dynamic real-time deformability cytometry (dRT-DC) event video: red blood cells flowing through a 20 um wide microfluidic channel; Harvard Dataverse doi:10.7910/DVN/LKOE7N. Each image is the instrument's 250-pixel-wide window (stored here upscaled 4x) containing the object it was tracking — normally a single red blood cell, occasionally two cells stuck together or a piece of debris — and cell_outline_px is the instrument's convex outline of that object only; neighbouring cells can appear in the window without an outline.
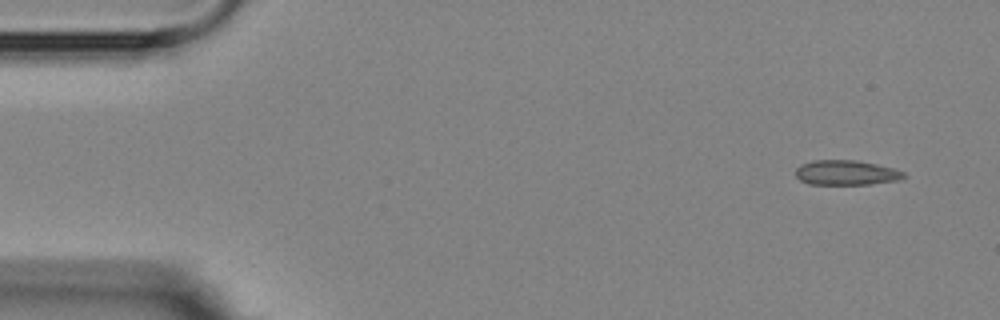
{"species": "Egyptian fruit bat (a non-hibernating species)", "species_latin": "Rousettus aegyptiacus", "temperature_condition": "room temperature", "stored_images_in_passage": 3, "segment_of_instrument_passage": [2, 2], "camera_frame_rate_fps": 3000, "um_per_image_px": 0.085, "animal": {"sex": "female"}, "frame": {"image": 1, "passage_image": 3, "time_ms": 2.333, "image_size_px": [1000, 320], "cell_outline_px": [[908, 176], [896, 180], [868, 184], [808, 184], [800, 180], [796, 176], [796, 168], [800, 164], [812, 160], [856, 160], [876, 164], [892, 168], [904, 172]], "centroid_in_image_um": [71.89, 14.67], "position_along_channel_um": 13.1, "area_um2": 15.61}}